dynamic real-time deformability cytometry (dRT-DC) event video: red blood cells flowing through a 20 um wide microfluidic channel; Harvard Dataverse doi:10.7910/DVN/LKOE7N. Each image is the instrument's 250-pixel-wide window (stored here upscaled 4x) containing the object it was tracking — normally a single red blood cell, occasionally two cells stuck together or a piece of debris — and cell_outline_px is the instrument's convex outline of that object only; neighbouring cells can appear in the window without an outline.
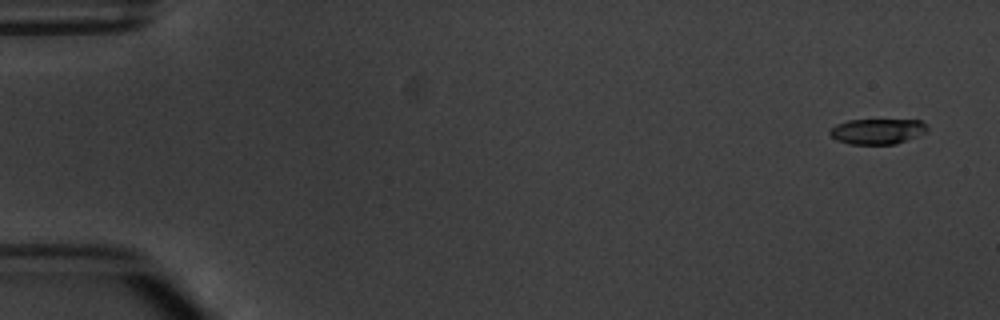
{"species": "common noctule bat (a hibernating species)", "species_latin": "Nyctalus noctula", "temperature_condition": "warm", "stored_images_in_passage": 5, "camera_frame_rate_fps": 3000, "um_per_image_px": 0.085, "animal": {"sex": "male", "body_mass_g": 20.1, "forearm_length_mm": 53.5}, "frame": {"image": 1, "passage_image": 1, "time_ms": 0.0, "image_size_px": [1000, 320], "cell_outline_px": [[928, 132], [896, 144], [848, 144], [836, 140], [828, 132], [836, 124], [848, 120], [920, 120], [928, 124]], "centroid_in_image_um": [74.61, 11.16], "position_along_channel_um": 10.4, "area_um2": 14.57}}
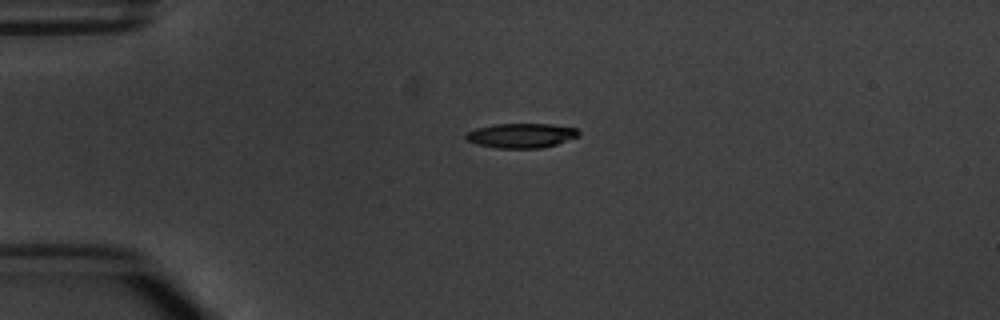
{"frame": {"image": 2, "passage_image": 4, "time_ms": 3.667, "image_size_px": [1000, 320], "cell_outline_px": [[580, 136], [556, 144], [540, 148], [496, 148], [476, 144], [468, 140], [464, 136], [464, 132], [476, 128], [492, 124], [552, 124], [576, 128], [580, 132]], "centroid_in_image_um": [44.28, 11.51], "position_along_channel_um": 40.7, "area_um2": 16.3}}